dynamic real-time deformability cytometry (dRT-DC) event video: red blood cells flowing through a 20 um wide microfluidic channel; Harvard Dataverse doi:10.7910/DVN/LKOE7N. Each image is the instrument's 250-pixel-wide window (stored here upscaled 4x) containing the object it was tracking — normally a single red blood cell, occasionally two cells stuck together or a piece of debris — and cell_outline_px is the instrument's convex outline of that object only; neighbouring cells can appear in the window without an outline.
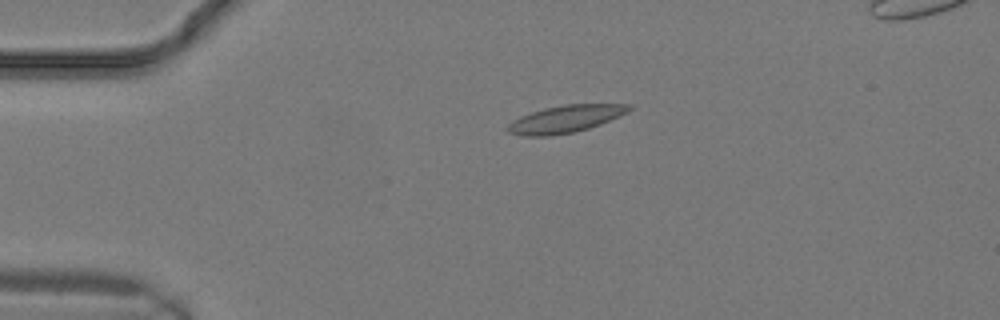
{"species": "common noctule bat (a hibernating species)", "species_latin": "Nyctalus noctula", "temperature_condition": "warm", "stored_images_in_passage": 5, "camera_frame_rate_fps": 3000, "um_per_image_px": 0.085, "animal": {"sex": "male", "body_mass_g": 19.2, "forearm_length_mm": 51.8}, "frame": {"image": 1, "passage_image": 1, "time_ms": 0.0, "image_size_px": [1000, 320], "cell_outline_px": [[632, 108], [628, 112], [620, 116], [600, 124], [588, 128], [572, 132], [552, 136], [520, 136], [508, 132], [504, 128], [508, 124], [520, 116], [544, 108], [564, 104], [632, 104]], "centroid_in_image_um": [48.04, 10.11], "position_along_channel_um": 37.0, "area_um2": 19.36}}
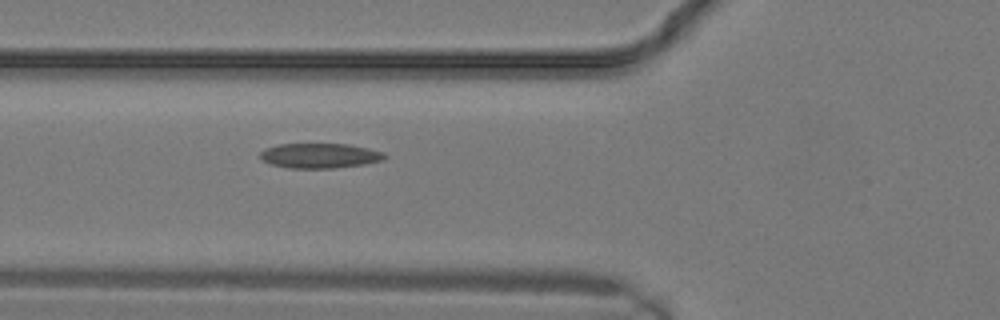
{"frame": {"image": 2, "passage_image": 5, "time_ms": 1.333, "image_size_px": [1000, 320], "cell_outline_px": [[388, 156], [384, 160], [364, 164], [336, 168], [288, 168], [272, 164], [264, 160], [260, 156], [260, 152], [264, 148], [276, 144], [348, 144], [368, 148], [384, 152]], "centroid_in_image_um": [27.21, 13.23], "position_along_channel_um": 98.6, "area_um2": 18.15}}